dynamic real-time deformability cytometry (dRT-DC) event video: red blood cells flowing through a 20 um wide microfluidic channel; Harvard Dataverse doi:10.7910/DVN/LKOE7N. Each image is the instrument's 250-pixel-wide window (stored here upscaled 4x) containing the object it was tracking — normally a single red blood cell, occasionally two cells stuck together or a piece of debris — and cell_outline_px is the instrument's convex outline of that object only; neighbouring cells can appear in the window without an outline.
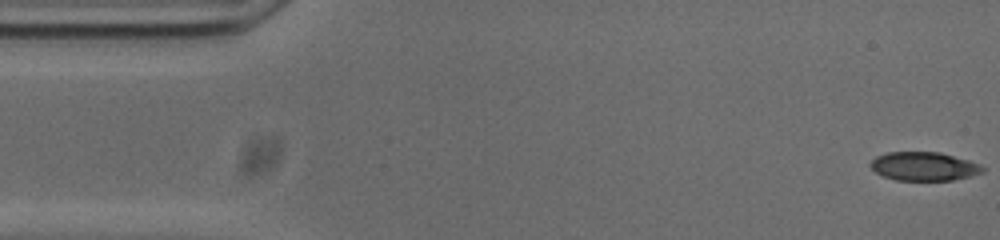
{"species": "common noctule bat (a hibernating species)", "species_latin": "Nyctalus noctula", "temperature_condition": "cold", "stored_images_in_passage": 12, "camera_frame_rate_fps": 3000, "um_per_image_px": 0.085, "animal": {"sex": "male", "body_mass_g": 20.0, "forearm_length_mm": 53.3}, "frame": {"image": 1, "passage_image": 1, "time_ms": 0.0, "image_size_px": [1000, 240], "cell_outline_px": [[984, 172], [972, 176], [952, 180], [896, 180], [884, 176], [876, 172], [868, 164], [876, 156], [888, 152], [940, 152], [968, 160], [980, 164], [984, 168]], "centroid_in_image_um": [78.55, 14.14], "position_along_channel_um": 6.5, "area_um2": 18.73}}